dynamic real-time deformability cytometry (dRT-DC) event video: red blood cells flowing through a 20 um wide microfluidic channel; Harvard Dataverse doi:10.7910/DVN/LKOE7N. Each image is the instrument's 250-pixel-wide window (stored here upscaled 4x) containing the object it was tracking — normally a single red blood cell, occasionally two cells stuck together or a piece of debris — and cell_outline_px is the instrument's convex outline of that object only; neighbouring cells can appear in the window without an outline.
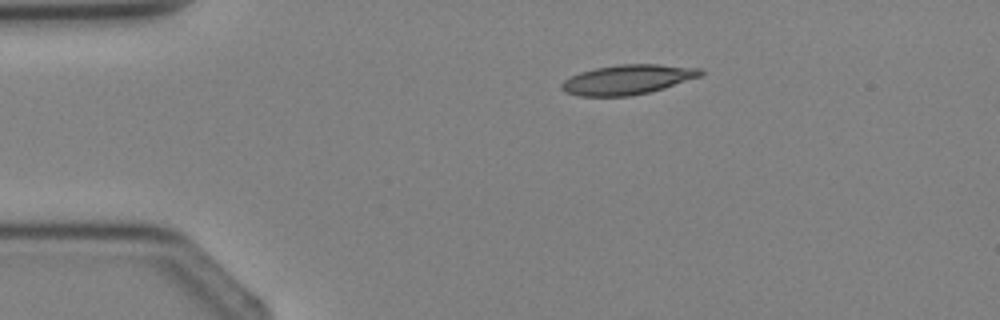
{"species": "Egyptian fruit bat (a non-hibernating species)", "species_latin": "Rousettus aegyptiacus", "temperature_condition": "cold", "stored_images_in_passage": 3, "camera_frame_rate_fps": 3000, "um_per_image_px": 0.085, "animal": {"sex": "female"}, "frame": {"image": 1, "passage_image": 1, "time_ms": 0.0, "image_size_px": [1000, 320], "cell_outline_px": [[704, 76], [664, 88], [648, 92], [628, 96], [580, 96], [564, 92], [560, 88], [560, 84], [564, 80], [580, 72], [596, 68], [620, 64], [660, 64], [700, 68], [704, 72]], "centroid_in_image_um": [53.38, 6.76], "position_along_channel_um": 31.6, "area_um2": 24.16}}